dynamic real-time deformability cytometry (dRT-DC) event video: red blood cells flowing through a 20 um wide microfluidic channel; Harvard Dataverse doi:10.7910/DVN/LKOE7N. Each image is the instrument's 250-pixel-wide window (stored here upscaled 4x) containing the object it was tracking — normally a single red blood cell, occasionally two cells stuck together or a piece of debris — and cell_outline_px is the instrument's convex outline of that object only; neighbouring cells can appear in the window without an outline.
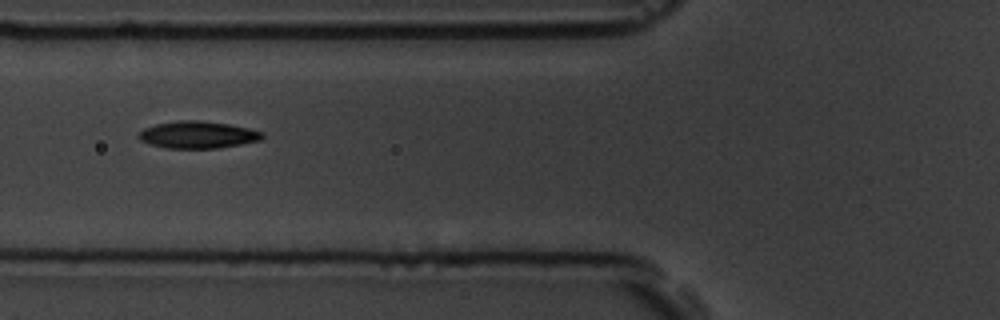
{"species": "common noctule bat (a hibernating species)", "species_latin": "Nyctalus noctula", "temperature_condition": "room temperature", "stored_images_in_passage": 8, "camera_frame_rate_fps": 3000, "um_per_image_px": 0.085, "animal": {"sex": "male", "body_mass_g": 19.5, "forearm_length_mm": 54.6}, "frame": {"image": 1, "passage_image": 5, "time_ms": 5.667, "image_size_px": [1000, 320], "cell_outline_px": [[264, 136], [260, 140], [240, 144], [216, 148], [164, 148], [140, 140], [136, 136], [144, 128], [156, 124], [180, 120], [200, 120], [228, 124], [248, 128], [264, 132]], "centroid_in_image_um": [16.8, 11.45], "position_along_channel_um": 109.0, "area_um2": 19.42}}
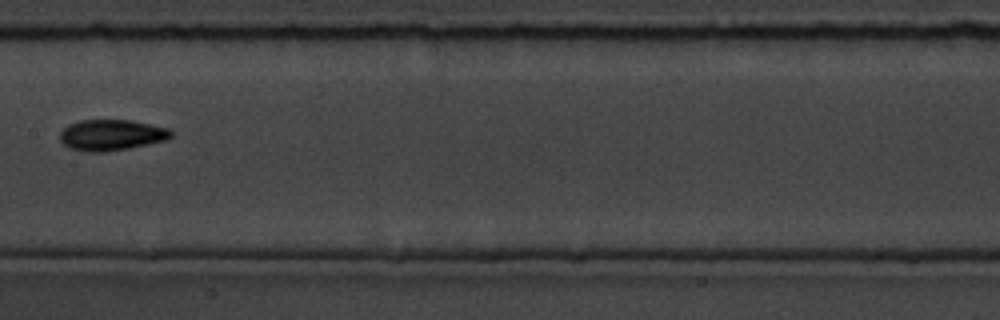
{"frame": {"image": 2, "passage_image": 7, "time_ms": 8.0, "image_size_px": [1000, 320], "cell_outline_px": [[172, 136], [168, 140], [128, 148], [104, 152], [88, 152], [68, 148], [60, 140], [60, 132], [68, 124], [80, 120], [132, 120], [168, 128], [172, 132]], "centroid_in_image_um": [9.46, 11.47], "position_along_channel_um": 197.9, "area_um2": 20.11}}
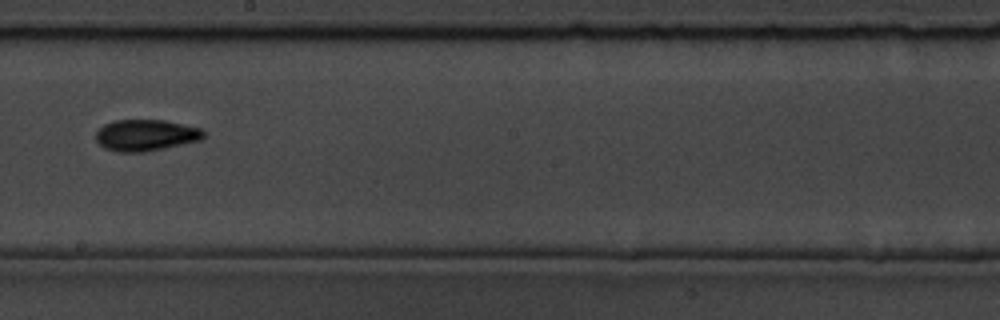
{"frame": {"image": 3, "passage_image": 8, "time_ms": 9.0, "image_size_px": [1000, 320], "cell_outline_px": [[204, 136], [200, 140], [164, 148], [144, 152], [116, 152], [104, 148], [96, 140], [96, 132], [104, 124], [112, 120], [164, 120], [184, 124], [200, 128], [204, 132]], "centroid_in_image_um": [12.36, 11.49], "position_along_channel_um": 235.8, "area_um2": 19.71}}